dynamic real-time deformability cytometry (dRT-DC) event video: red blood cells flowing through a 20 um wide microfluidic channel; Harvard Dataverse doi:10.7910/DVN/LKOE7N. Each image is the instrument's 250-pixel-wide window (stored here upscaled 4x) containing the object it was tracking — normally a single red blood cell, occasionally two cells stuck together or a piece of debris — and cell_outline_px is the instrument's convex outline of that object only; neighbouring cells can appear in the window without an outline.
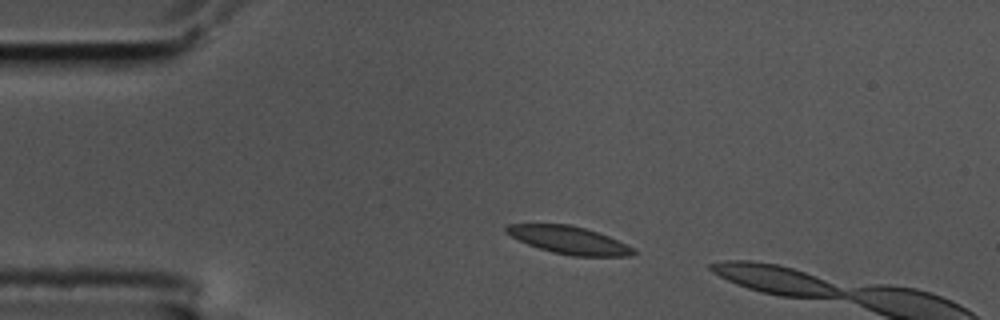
{"species": "common noctule bat (a hibernating species)", "species_latin": "Nyctalus noctula", "temperature_condition": "cold", "stored_images_in_passage": 8, "camera_frame_rate_fps": 3000, "um_per_image_px": 0.085, "animal": {"sex": "male", "body_mass_g": 17.5, "forearm_length_mm": 52.3}, "frame": {"image": 1, "passage_image": 5, "time_ms": 1.333, "image_size_px": [1000, 320], "cell_outline_px": [[636, 252], [632, 256], [572, 256], [552, 252], [528, 244], [504, 232], [504, 228], [508, 224], [568, 224], [584, 228], [608, 236], [636, 248]], "centroid_in_image_um": [48.39, 20.41], "position_along_channel_um": 36.6, "area_um2": 20.35}}